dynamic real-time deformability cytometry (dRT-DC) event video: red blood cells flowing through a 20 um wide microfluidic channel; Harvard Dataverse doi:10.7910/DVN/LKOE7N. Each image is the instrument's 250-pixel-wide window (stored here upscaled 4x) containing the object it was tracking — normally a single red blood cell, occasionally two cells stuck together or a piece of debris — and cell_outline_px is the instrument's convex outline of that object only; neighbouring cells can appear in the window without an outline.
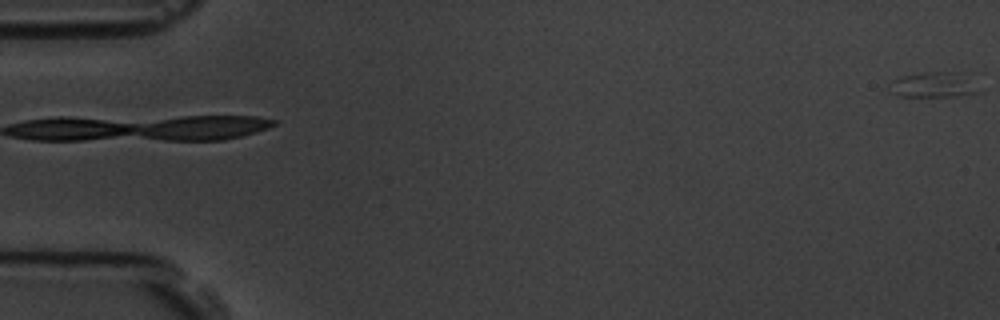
{"species": "common noctule bat (a hibernating species)", "species_latin": "Nyctalus noctula", "temperature_condition": "room temperature", "stored_images_in_passage": 5, "segment_of_instrument_passage": [2, 2], "camera_frame_rate_fps": 3000, "um_per_image_px": 0.085, "animal": {"sex": "male", "body_mass_g": 19.5, "forearm_length_mm": 54.6}, "frame": {"image": 1, "passage_image": 5, "time_ms": 5.333, "image_size_px": [1000, 320], "cell_outline_px": [[984, 88], [980, 92], [956, 96], [900, 96], [888, 92], [884, 88], [892, 80], [904, 76], [928, 72], [956, 72], [964, 76]], "centroid_in_image_um": [79.32, 7.23], "position_along_channel_um": 5.7, "area_um2": 13.35}}